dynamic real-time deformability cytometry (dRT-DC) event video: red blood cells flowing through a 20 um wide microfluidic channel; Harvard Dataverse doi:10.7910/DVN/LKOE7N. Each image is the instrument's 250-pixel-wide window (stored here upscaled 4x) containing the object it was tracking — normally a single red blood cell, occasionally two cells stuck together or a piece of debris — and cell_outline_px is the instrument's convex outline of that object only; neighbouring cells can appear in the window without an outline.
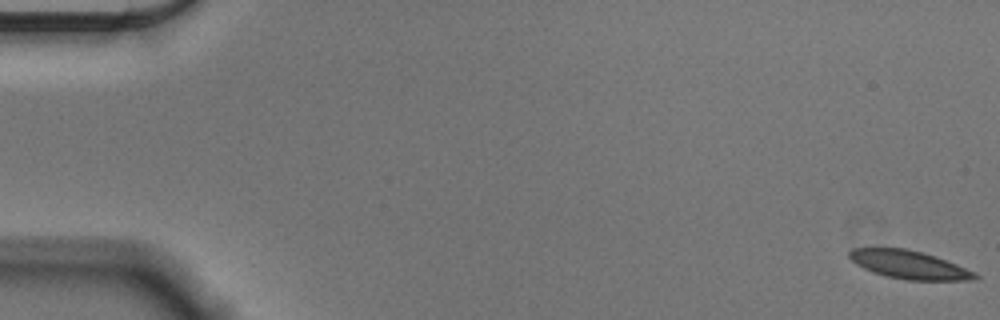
{"species": "Egyptian fruit bat (a non-hibernating species)", "species_latin": "Rousettus aegyptiacus", "temperature_condition": "cold", "stored_images_in_passage": 18, "camera_frame_rate_fps": 3000, "um_per_image_px": 0.085, "animal": {"sex": "male"}, "frame": {"image": 1, "passage_image": 1, "time_ms": 0.0, "image_size_px": [1000, 320], "cell_outline_px": [[980, 276], [976, 280], [908, 280], [888, 276], [872, 272], [856, 264], [848, 256], [848, 252], [852, 248], [904, 248], [924, 252], [936, 256], [976, 272]], "centroid_in_image_um": [77.3, 22.5], "position_along_channel_um": 7.7, "area_um2": 20.69}}
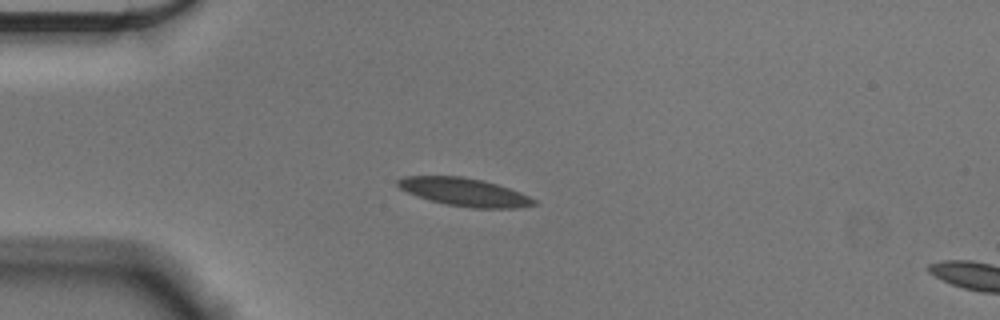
{"frame": {"image": 2, "passage_image": 15, "time_ms": 4.667, "image_size_px": [1000, 320], "cell_outline_px": [[536, 204], [516, 208], [472, 208], [444, 204], [428, 200], [416, 196], [400, 188], [396, 184], [396, 180], [404, 176], [460, 176], [484, 180], [520, 192], [536, 200]], "centroid_in_image_um": [39.44, 16.32], "position_along_channel_um": 45.6, "area_um2": 22.25}}